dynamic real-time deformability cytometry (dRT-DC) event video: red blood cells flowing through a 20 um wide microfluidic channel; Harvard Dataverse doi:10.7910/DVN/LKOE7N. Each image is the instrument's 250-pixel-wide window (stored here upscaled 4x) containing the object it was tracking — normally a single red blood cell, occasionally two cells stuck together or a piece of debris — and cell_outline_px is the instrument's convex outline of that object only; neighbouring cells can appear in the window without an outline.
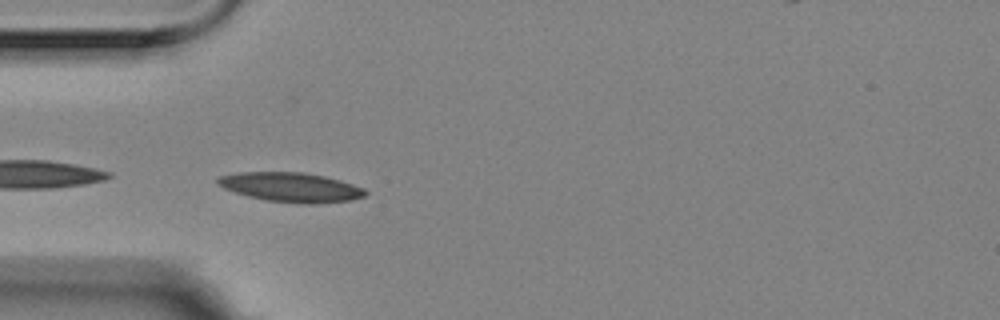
{"species": "Egyptian fruit bat (a non-hibernating species)", "species_latin": "Rousettus aegyptiacus", "temperature_condition": "room temperature", "stored_images_in_passage": 6, "camera_frame_rate_fps": 3000, "um_per_image_px": 0.085, "animal": {"sex": "female"}, "frame": {"image": 1, "passage_image": 5, "time_ms": 1.333, "image_size_px": [1000, 320], "cell_outline_px": [[368, 192], [364, 196], [352, 200], [316, 204], [304, 204], [268, 200], [248, 196], [224, 188], [216, 184], [216, 176], [240, 172], [304, 172], [324, 176], [340, 180], [364, 188]], "centroid_in_image_um": [24.73, 15.91], "position_along_channel_um": 60.3, "area_um2": 25.37}}